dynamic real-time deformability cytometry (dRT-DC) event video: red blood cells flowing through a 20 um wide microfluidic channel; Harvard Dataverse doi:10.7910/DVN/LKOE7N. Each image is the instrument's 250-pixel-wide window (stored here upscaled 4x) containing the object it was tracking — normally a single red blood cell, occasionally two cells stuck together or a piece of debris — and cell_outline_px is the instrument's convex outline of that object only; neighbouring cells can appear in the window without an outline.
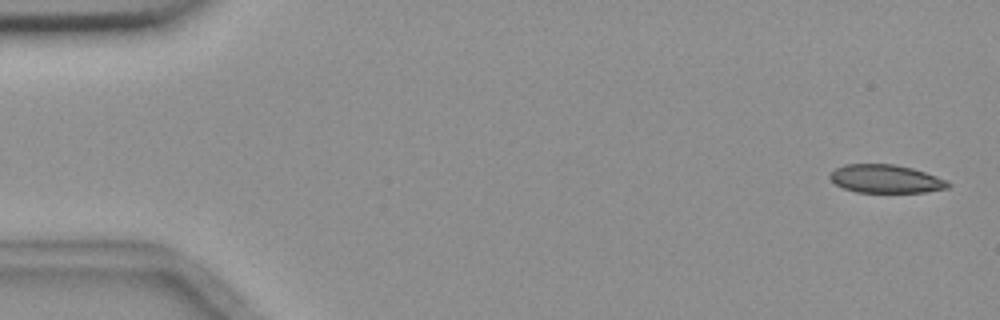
{"species": "common noctule bat (a hibernating species)", "species_latin": "Nyctalus noctula", "temperature_condition": "room temperature", "stored_images_in_passage": 5, "camera_frame_rate_fps": 3000, "um_per_image_px": 0.085, "animal": {"sex": "female", "body_mass_g": 18.4}, "frame": {"image": 1, "passage_image": 1, "time_ms": 0.0, "image_size_px": [1000, 320], "cell_outline_px": [[952, 184], [948, 188], [924, 192], [856, 192], [844, 188], [836, 184], [828, 176], [836, 168], [844, 164], [892, 164], [912, 168], [948, 180]], "centroid_in_image_um": [75.31, 15.2], "position_along_channel_um": 9.7, "area_um2": 19.36}}